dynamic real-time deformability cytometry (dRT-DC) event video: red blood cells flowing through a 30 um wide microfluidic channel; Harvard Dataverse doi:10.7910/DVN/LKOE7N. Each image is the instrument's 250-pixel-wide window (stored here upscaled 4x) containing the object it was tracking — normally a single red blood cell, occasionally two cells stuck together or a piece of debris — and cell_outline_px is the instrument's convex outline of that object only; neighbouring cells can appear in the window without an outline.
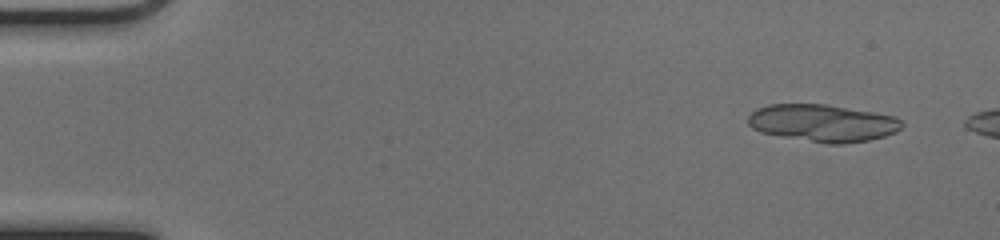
{"species": "common noctule bat (a hibernating species)", "species_latin": "Nyctalus noctula", "temperature_condition": "cold", "stored_images_in_passage": 48, "segment_of_instrument_passage": [1, 2], "camera_frame_rate_fps": 3000, "um_per_image_px": 0.085, "animal": {"sex": "female", "body_mass_g": 17.0, "forearm_length_mm": 48.0}, "frame": {"image": 1, "passage_image": 4, "time_ms": 1.0, "image_size_px": [1000, 240], "cell_outline_px": [[904, 124], [896, 132], [884, 136], [868, 140], [844, 144], [828, 144], [760, 132], [752, 128], [748, 124], [748, 116], [756, 108], [768, 104], [828, 104], [896, 116]], "centroid_in_image_um": [69.93, 10.45], "position_along_channel_um": 15.1, "area_um2": 33.47}}